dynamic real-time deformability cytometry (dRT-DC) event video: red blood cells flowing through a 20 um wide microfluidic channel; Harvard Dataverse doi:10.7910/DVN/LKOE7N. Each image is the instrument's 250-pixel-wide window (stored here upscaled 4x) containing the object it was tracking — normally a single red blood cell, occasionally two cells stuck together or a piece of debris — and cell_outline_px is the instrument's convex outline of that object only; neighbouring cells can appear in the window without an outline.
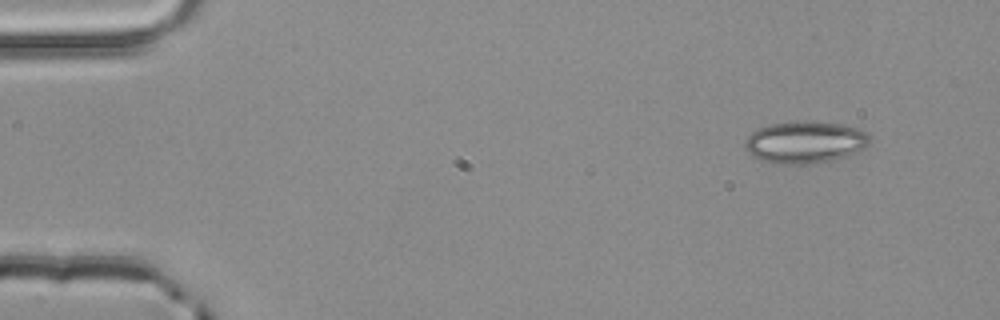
{"species": "common noctule bat (a hibernating species)", "species_latin": "Nyctalus noctula", "temperature_condition": "room temperature", "stored_images_in_passage": 3, "camera_frame_rate_fps": 3000, "um_per_image_px": 0.085, "animal": {"sex": "male", "body_mass_g": 20.4}, "frame": {"image": 1, "passage_image": 1, "time_ms": 0.0, "image_size_px": [1000, 320], "cell_outline_px": [[872, 140], [864, 148], [856, 152], [832, 160], [808, 164], [776, 164], [760, 160], [752, 156], [748, 152], [744, 144], [744, 140], [752, 132], [768, 124], [804, 120], [812, 120], [840, 124], [856, 128], [872, 136]], "centroid_in_image_um": [68.41, 12.08], "position_along_channel_um": 16.6, "area_um2": 30.81}}